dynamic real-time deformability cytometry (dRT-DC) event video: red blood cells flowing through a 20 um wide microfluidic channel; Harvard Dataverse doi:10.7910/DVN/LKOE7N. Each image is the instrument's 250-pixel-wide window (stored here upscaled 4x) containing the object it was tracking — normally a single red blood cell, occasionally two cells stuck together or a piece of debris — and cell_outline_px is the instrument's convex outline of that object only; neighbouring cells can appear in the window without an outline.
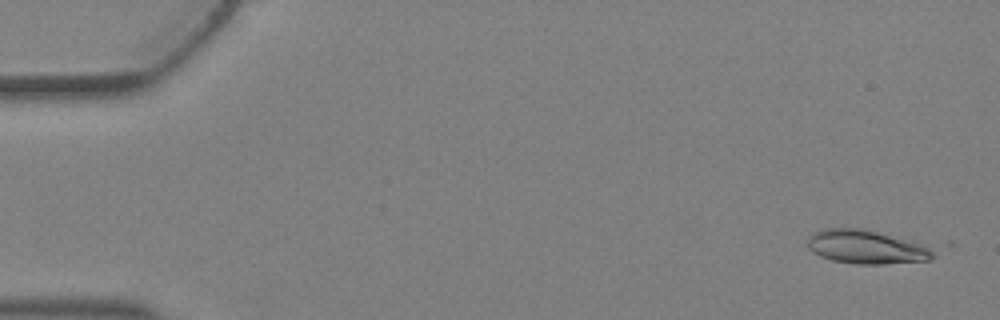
{"species": "Egyptian fruit bat (a non-hibernating species)", "species_latin": "Rousettus aegyptiacus", "temperature_condition": "warm", "stored_images_in_passage": 4, "camera_frame_rate_fps": 3000, "um_per_image_px": 0.085, "animal": {"sex": "female"}, "frame": {"image": 1, "passage_image": 1, "time_ms": 0.0, "image_size_px": [1000, 320], "cell_outline_px": [[952, 244], [932, 260], [884, 264], [856, 264], [832, 260], [820, 256], [812, 252], [808, 248], [804, 240], [812, 232], [820, 228], [864, 228], [952, 240]], "centroid_in_image_um": [74.26, 20.91], "position_along_channel_um": 10.7, "area_um2": 29.25}}
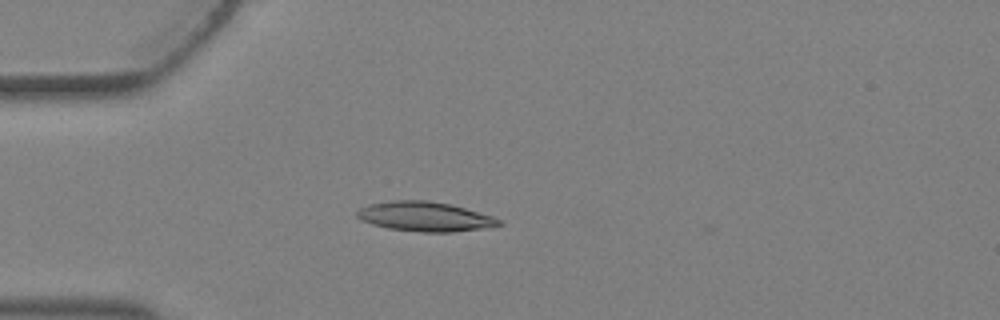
{"frame": {"image": 2, "passage_image": 4, "time_ms": 1.0, "image_size_px": [1000, 320], "cell_outline_px": [[504, 224], [492, 228], [452, 232], [420, 232], [388, 228], [372, 224], [360, 220], [356, 216], [356, 212], [360, 208], [368, 204], [388, 200], [428, 200], [452, 204], [492, 216], [500, 220]], "centroid_in_image_um": [36.13, 18.41], "position_along_channel_um": 48.9, "area_um2": 24.85}}